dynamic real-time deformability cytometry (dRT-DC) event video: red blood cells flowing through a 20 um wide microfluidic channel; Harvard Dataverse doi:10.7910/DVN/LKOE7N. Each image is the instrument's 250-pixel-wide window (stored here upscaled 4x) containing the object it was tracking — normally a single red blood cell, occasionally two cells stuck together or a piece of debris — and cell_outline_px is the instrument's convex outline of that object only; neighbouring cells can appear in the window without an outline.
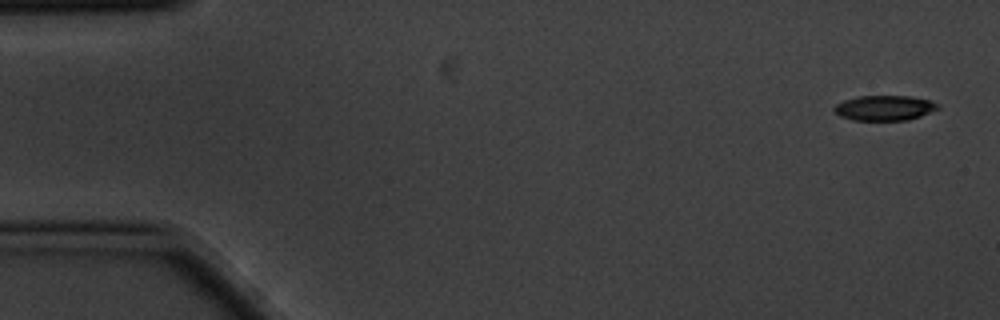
{"species": "common noctule bat (a hibernating species)", "species_latin": "Nyctalus noctula", "temperature_condition": "cold", "stored_images_in_passage": 15, "camera_frame_rate_fps": 3000, "um_per_image_px": 0.085, "animal": {"sex": "male", "body_mass_g": 20.1, "forearm_length_mm": 53.5}, "frame": {"image": 1, "passage_image": 1, "time_ms": 0.0, "image_size_px": [1000, 320], "cell_outline_px": [[940, 108], [920, 116], [908, 120], [852, 120], [840, 116], [832, 108], [836, 104], [844, 100], [856, 96], [912, 96], [928, 100], [940, 104]], "centroid_in_image_um": [75.18, 9.17], "position_along_channel_um": 9.8, "area_um2": 15.2}}
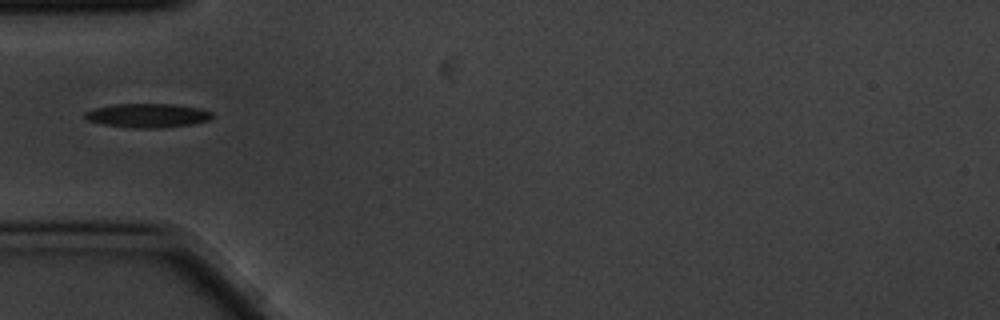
{"frame": {"image": 2, "passage_image": 5, "time_ms": 1.333, "image_size_px": [1000, 320], "cell_outline_px": [[212, 116], [208, 120], [192, 124], [156, 128], [132, 128], [104, 124], [88, 120], [84, 116], [84, 112], [96, 108], [116, 104], [176, 104], [200, 108], [212, 112]], "centroid_in_image_um": [12.56, 9.81], "position_along_channel_um": 72.4, "area_um2": 17.63}}
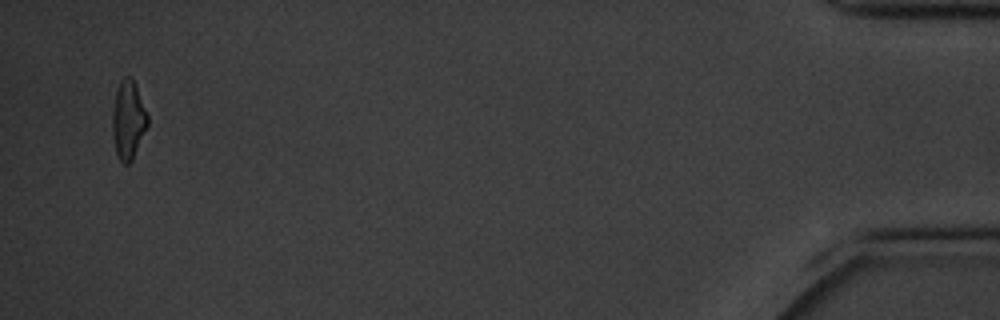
{"frame": {"image": 3, "passage_image": 15, "time_ms": 4.667, "image_size_px": [1000, 320], "cell_outline_px": [[148, 124], [132, 160], [128, 164], [124, 164], [120, 160], [116, 152], [112, 132], [112, 112], [116, 92], [120, 80], [124, 76], [132, 76], [148, 116]], "centroid_in_image_um": [10.89, 10.17], "position_along_channel_um": 424.3, "area_um2": 15.95}}